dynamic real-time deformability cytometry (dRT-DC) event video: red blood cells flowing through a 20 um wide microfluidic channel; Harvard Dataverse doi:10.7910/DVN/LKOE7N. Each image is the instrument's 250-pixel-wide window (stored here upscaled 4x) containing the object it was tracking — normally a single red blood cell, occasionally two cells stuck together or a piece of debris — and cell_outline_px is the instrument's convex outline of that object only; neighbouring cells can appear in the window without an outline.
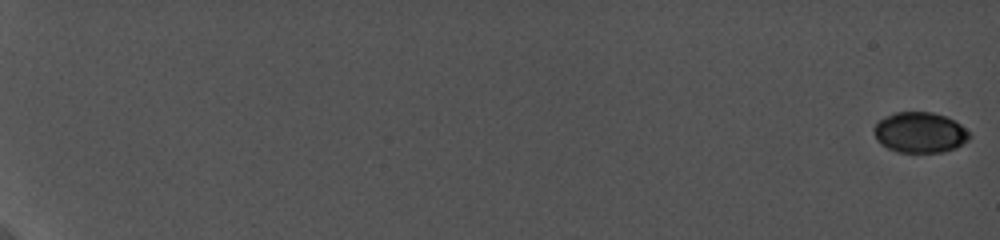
{"species": "common noctule bat (a hibernating species)", "species_latin": "Nyctalus noctula", "temperature_condition": "cold", "stored_images_in_passage": 12, "camera_frame_rate_fps": 5000, "um_per_image_px": 0.085, "animal": {"sex": "female", "body_mass_g": 19.0, "forearm_length_mm": 56.7}, "frame": {"image": 1, "passage_image": 1, "time_ms": 0.0, "image_size_px": [1000, 240], "cell_outline_px": [[972, 136], [968, 140], [956, 148], [944, 152], [896, 152], [880, 144], [876, 140], [876, 124], [880, 120], [896, 112], [932, 112], [944, 116], [960, 124]], "centroid_in_image_um": [78.22, 11.28], "position_along_channel_um": 6.8, "area_um2": 22.31}}
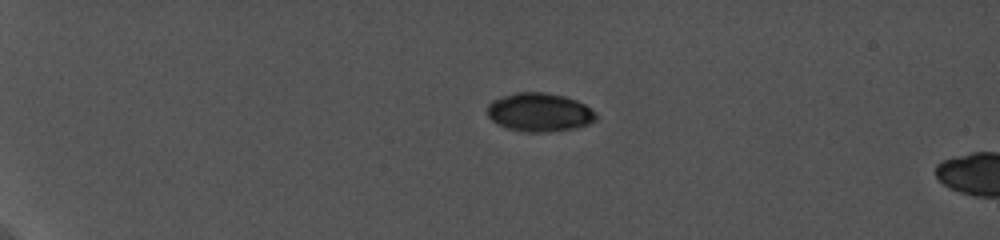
{"frame": {"image": 2, "passage_image": 10, "time_ms": 5.6, "image_size_px": [1000, 240], "cell_outline_px": [[596, 120], [588, 124], [572, 128], [544, 132], [528, 132], [508, 128], [496, 124], [488, 116], [488, 104], [492, 100], [516, 92], [544, 92], [564, 96], [576, 100], [584, 104], [596, 112]], "centroid_in_image_um": [45.84, 9.53], "position_along_channel_um": 39.2, "area_um2": 24.28}}